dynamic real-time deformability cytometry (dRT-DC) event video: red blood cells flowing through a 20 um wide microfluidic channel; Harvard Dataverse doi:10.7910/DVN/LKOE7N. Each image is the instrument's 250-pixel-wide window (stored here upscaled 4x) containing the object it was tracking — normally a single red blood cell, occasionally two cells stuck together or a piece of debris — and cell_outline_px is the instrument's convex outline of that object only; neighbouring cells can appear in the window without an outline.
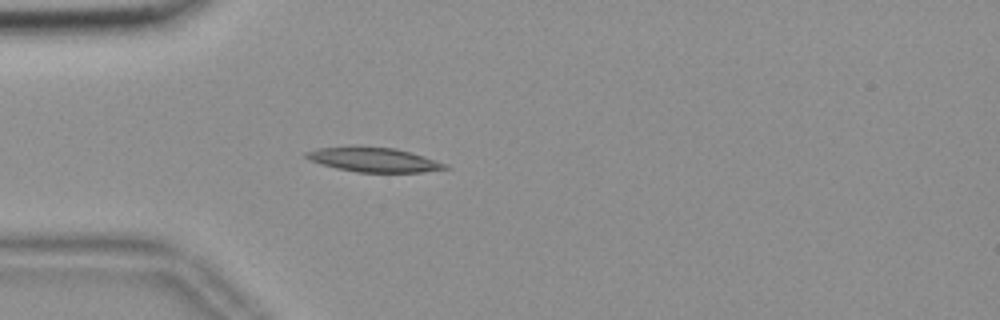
{"species": "common noctule bat (a hibernating species)", "species_latin": "Nyctalus noctula", "temperature_condition": "room temperature", "stored_images_in_passage": 48, "camera_frame_rate_fps": 3000, "um_per_image_px": 0.085, "animal": {"sex": "female", "body_mass_g": 18.4}, "frame": {"image": 1, "passage_image": 8, "time_ms": 2.333, "image_size_px": [1000, 320], "cell_outline_px": [[452, 168], [420, 172], [356, 172], [336, 168], [320, 164], [304, 156], [304, 152], [320, 148], [396, 148], [424, 156], [448, 164]], "centroid_in_image_um": [31.84, 13.61], "position_along_channel_um": 53.2, "area_um2": 19.19}}
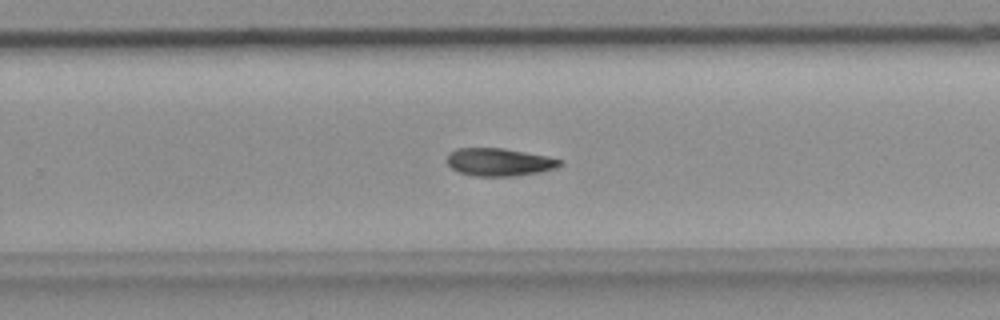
{"frame": {"image": 2, "passage_image": 28, "time_ms": 9.0, "image_size_px": [1000, 320], "cell_outline_px": [[564, 164], [556, 168], [536, 172], [512, 176], [476, 176], [460, 172], [452, 168], [448, 164], [448, 152], [456, 148], [504, 148], [548, 156], [564, 160]], "centroid_in_image_um": [42.46, 13.76], "position_along_channel_um": 287.3, "area_um2": 18.26}}
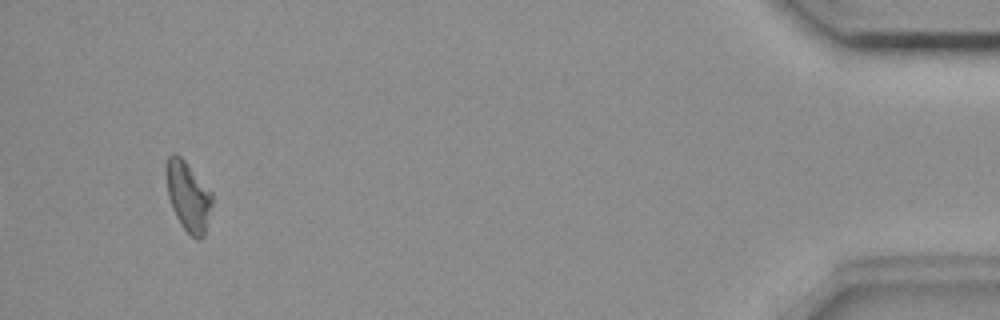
{"frame": {"image": 3, "passage_image": 45, "time_ms": 14.667, "image_size_px": [1000, 320], "cell_outline_px": [[212, 204], [204, 236], [200, 240], [196, 240], [180, 224], [172, 208], [168, 196], [164, 172], [164, 168], [168, 156], [180, 156], [184, 160], [212, 192]], "centroid_in_image_um": [15.98, 16.7], "position_along_channel_um": 419.2, "area_um2": 18.61}}